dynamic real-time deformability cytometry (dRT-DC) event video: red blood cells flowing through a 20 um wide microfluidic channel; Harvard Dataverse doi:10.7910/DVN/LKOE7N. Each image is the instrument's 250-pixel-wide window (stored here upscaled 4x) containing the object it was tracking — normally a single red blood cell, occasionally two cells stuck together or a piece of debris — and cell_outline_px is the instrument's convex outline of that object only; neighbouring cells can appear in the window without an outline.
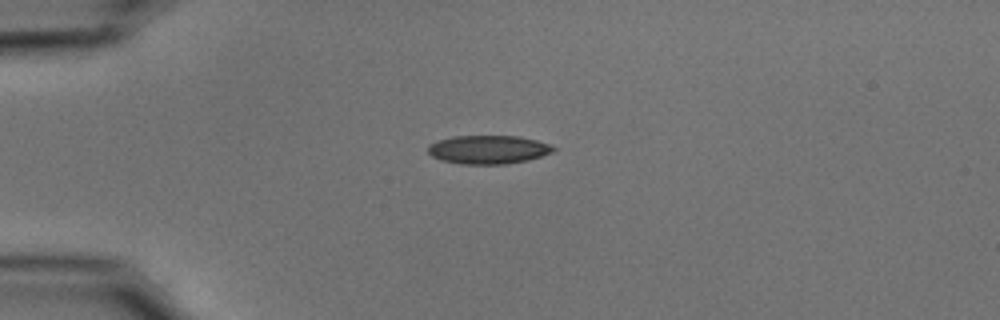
{"species": "common noctule bat (a hibernating species)", "species_latin": "Nyctalus noctula", "temperature_condition": "cold", "stored_images_in_passage": 36, "camera_frame_rate_fps": 3000, "um_per_image_px": 0.085, "animal": {"sex": "male", "body_mass_g": 15.6}, "frame": {"image": 1, "passage_image": 1, "time_ms": 0.0, "image_size_px": [1000, 320], "cell_outline_px": [[556, 148], [552, 152], [528, 160], [504, 164], [460, 164], [440, 160], [432, 156], [428, 152], [428, 144], [452, 136], [516, 136], [536, 140], [552, 144]], "centroid_in_image_um": [41.49, 12.71], "position_along_channel_um": 43.5, "area_um2": 20.87}}
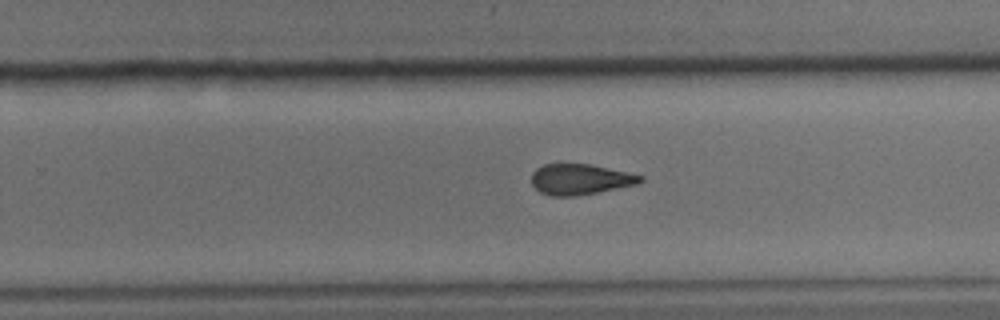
{"frame": {"image": 2, "passage_image": 22, "time_ms": 7.0, "image_size_px": [1000, 320], "cell_outline_px": [[644, 180], [636, 184], [576, 196], [552, 196], [540, 192], [532, 184], [532, 172], [536, 168], [544, 164], [592, 164], [644, 176]], "centroid_in_image_um": [49.3, 15.23], "position_along_channel_um": 280.5, "area_um2": 19.31}}
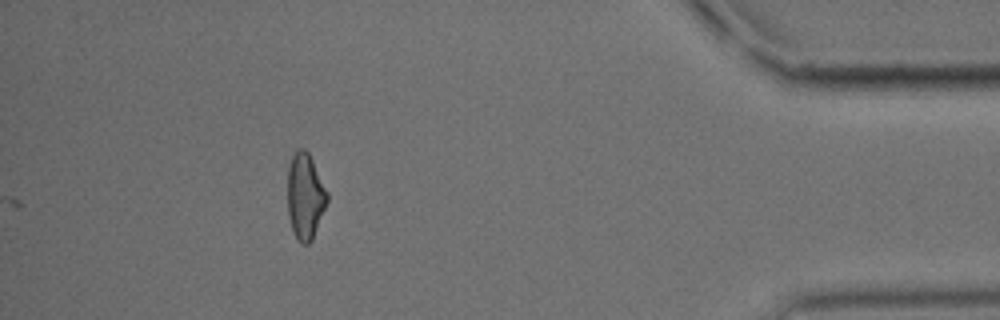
{"frame": {"image": 3, "passage_image": 36, "time_ms": 11.667, "image_size_px": [1000, 320], "cell_outline_px": [[328, 200], [312, 240], [308, 244], [300, 244], [292, 228], [288, 216], [288, 168], [292, 156], [300, 148], [304, 148], [308, 152], [328, 192]], "centroid_in_image_um": [25.94, 16.69], "position_along_channel_um": 409.3, "area_um2": 19.65}, "authors_computed_cell_mechanics": {"area_um2": 20.4612, "velocity_mm_per_s": 3.7536, "shape_relaxation_time_tau1_ms": 5.6125, "shape_relaxation_time_tau2_ms": 3.3477, "deformation_change_tau1": 0.1479, "deformation_change_tau2": 0.1051}}